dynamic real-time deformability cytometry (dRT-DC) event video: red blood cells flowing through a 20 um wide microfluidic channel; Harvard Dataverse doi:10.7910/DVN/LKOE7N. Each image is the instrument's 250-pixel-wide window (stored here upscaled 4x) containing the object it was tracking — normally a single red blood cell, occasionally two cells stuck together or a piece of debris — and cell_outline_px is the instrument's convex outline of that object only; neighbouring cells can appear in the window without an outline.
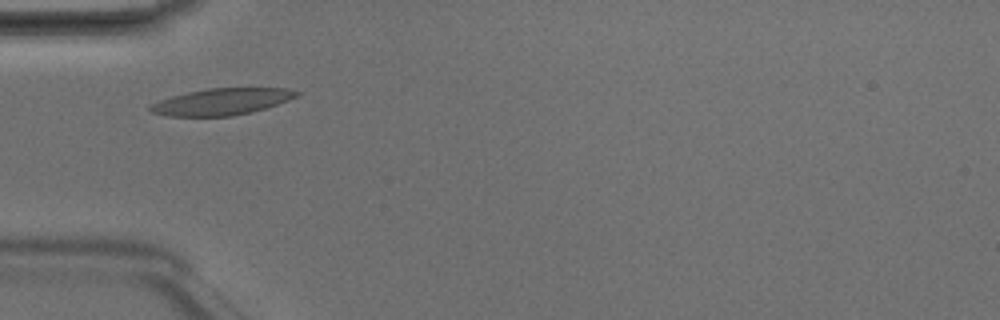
{"species": "Egyptian fruit bat (a non-hibernating species)", "species_latin": "Rousettus aegyptiacus", "temperature_condition": "room temperature", "stored_images_in_passage": 2, "camera_frame_rate_fps": 3000, "um_per_image_px": 0.085, "animal": {"sex": "male"}, "frame": {"image": 1, "passage_image": 2, "time_ms": 0.333, "image_size_px": [1000, 320], "cell_outline_px": [[300, 92], [296, 96], [288, 100], [252, 112], [232, 116], [168, 116], [152, 112], [148, 108], [152, 104], [160, 100], [172, 96], [188, 92], [208, 88], [288, 88]], "centroid_in_image_um": [18.84, 8.64], "position_along_channel_um": 66.2, "area_um2": 22.43}}